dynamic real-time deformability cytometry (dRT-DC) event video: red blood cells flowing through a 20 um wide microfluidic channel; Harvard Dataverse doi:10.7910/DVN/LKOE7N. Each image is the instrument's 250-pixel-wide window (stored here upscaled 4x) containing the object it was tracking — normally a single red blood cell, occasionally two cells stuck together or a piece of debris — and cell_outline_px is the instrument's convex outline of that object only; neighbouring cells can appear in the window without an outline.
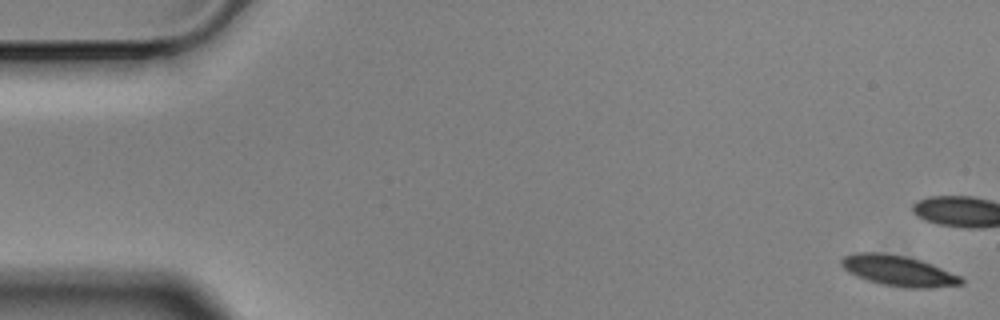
{"species": "Egyptian fruit bat (a non-hibernating species)", "species_latin": "Rousettus aegyptiacus", "temperature_condition": "cold", "stored_images_in_passage": 58, "camera_frame_rate_fps": 3000, "um_per_image_px": 0.085, "animal": {"sex": "male"}, "frame": {"image": 1, "passage_image": 1, "time_ms": 0.0, "image_size_px": [1000, 320], "cell_outline_px": [[964, 284], [932, 288], [908, 288], [880, 284], [856, 276], [848, 272], [840, 264], [840, 260], [844, 256], [856, 252], [876, 252], [904, 256], [920, 260], [932, 264], [960, 276], [964, 280]], "centroid_in_image_um": [76.36, 23.02], "position_along_channel_um": 8.6, "area_um2": 21.33}}
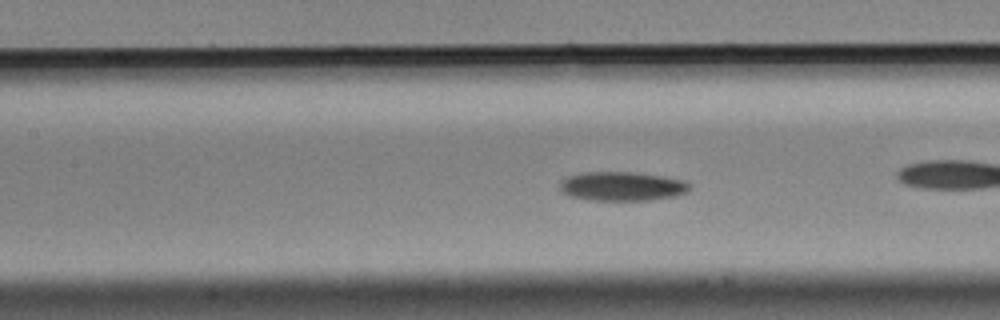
{"frame": {"image": 2, "passage_image": 25, "time_ms": 8.0, "image_size_px": [1000, 320], "cell_outline_px": [[688, 192], [676, 196], [648, 200], [592, 200], [568, 196], [560, 192], [560, 180], [568, 176], [580, 172], [632, 172], [664, 176], [684, 180], [688, 184]], "centroid_in_image_um": [52.82, 15.83], "position_along_channel_um": 154.6, "area_um2": 22.14}, "authors_computed_cell_mechanics": {"area_um2": 21.0392, "velocity_mm_per_s": 3.4846, "shape_relaxation_time_tau1_ms": 9.8107, "shape_relaxation_time_tau2_ms": null, "deformation_change_tau1": 0.1594, "deformation_change_tau2": null}}